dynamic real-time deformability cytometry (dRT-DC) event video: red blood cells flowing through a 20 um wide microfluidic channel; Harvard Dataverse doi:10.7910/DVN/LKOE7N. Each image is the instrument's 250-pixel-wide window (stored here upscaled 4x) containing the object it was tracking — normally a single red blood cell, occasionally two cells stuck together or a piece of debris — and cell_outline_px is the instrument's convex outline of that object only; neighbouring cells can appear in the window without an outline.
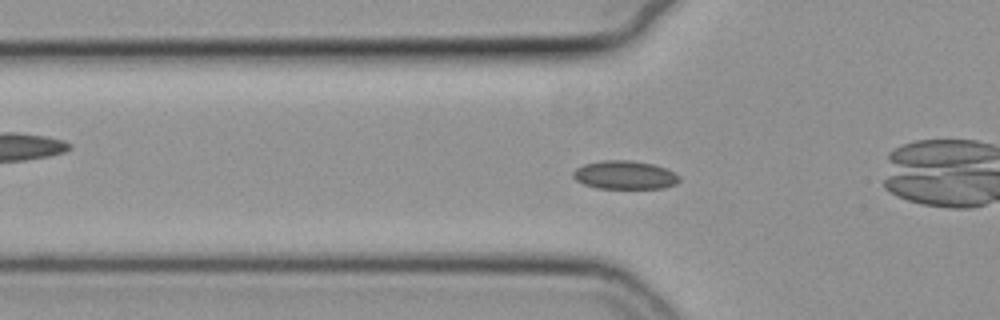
{"species": "common noctule bat (a hibernating species)", "species_latin": "Nyctalus noctula", "temperature_condition": "cold", "stored_images_in_passage": 41, "camera_frame_rate_fps": 3000, "um_per_image_px": 0.085, "animal": {"sex": "female", "body_mass_g": 19.3, "forearm_length_mm": 54.1}, "frame": {"image": 1, "passage_image": 10, "time_ms": 3.0, "image_size_px": [1000, 320], "cell_outline_px": [[680, 180], [676, 184], [664, 188], [596, 188], [584, 184], [576, 180], [572, 176], [572, 172], [576, 168], [584, 164], [604, 160], [628, 160], [652, 164], [664, 168], [680, 176]], "centroid_in_image_um": [53.08, 14.88], "position_along_channel_um": 72.7, "area_um2": 17.51}}
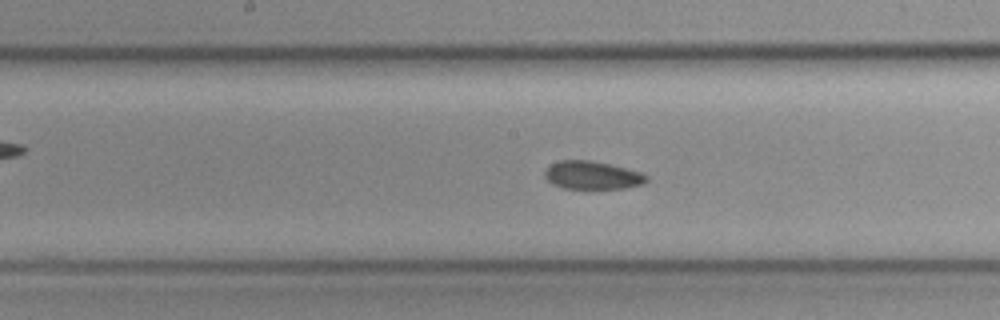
{"frame": {"image": 2, "passage_image": 20, "time_ms": 6.333, "image_size_px": [1000, 320], "cell_outline_px": [[648, 180], [644, 184], [624, 188], [564, 188], [552, 184], [544, 176], [544, 172], [552, 164], [560, 160], [588, 160], [608, 164], [640, 172], [648, 176]], "centroid_in_image_um": [50.34, 14.9], "position_along_channel_um": 197.9, "area_um2": 16.42}}
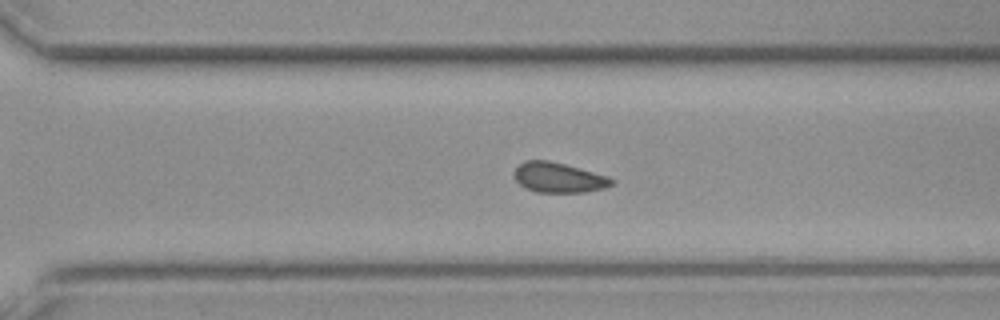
{"frame": {"image": 3, "passage_image": 30, "time_ms": 9.667, "image_size_px": [1000, 320], "cell_outline_px": [[616, 180], [612, 184], [604, 188], [588, 192], [536, 192], [524, 188], [512, 176], [516, 168], [524, 160], [548, 160], [564, 164], [608, 176]], "centroid_in_image_um": [47.46, 15.1], "position_along_channel_um": 323.1, "area_um2": 17.11}, "authors_computed_cell_mechanics": {"area_um2": 17.1666, "velocity_mm_per_s": 3.7606, "shape_relaxation_time_tau1_ms": null, "shape_relaxation_time_tau2_ms": 7.2551, "deformation_change_tau1": null, "deformation_change_tau2": 0.0909}}